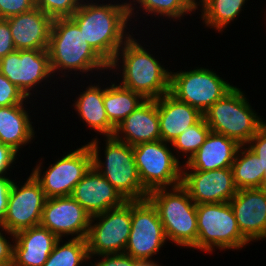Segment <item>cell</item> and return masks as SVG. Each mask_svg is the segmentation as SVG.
<instances>
[{
  "instance_id": "obj_1",
  "label": "cell",
  "mask_w": 266,
  "mask_h": 266,
  "mask_svg": "<svg viewBox=\"0 0 266 266\" xmlns=\"http://www.w3.org/2000/svg\"><path fill=\"white\" fill-rule=\"evenodd\" d=\"M119 1L83 0L70 17L79 26L87 43L108 64L135 33L129 18L127 1Z\"/></svg>"
},
{
  "instance_id": "obj_2",
  "label": "cell",
  "mask_w": 266,
  "mask_h": 266,
  "mask_svg": "<svg viewBox=\"0 0 266 266\" xmlns=\"http://www.w3.org/2000/svg\"><path fill=\"white\" fill-rule=\"evenodd\" d=\"M48 52L52 74L57 80L62 79L61 85L64 81L71 82L73 74V80L81 76L80 82L85 76L88 79L100 76L103 81V75L109 71V64L87 43L79 26L70 17L53 19Z\"/></svg>"
},
{
  "instance_id": "obj_3",
  "label": "cell",
  "mask_w": 266,
  "mask_h": 266,
  "mask_svg": "<svg viewBox=\"0 0 266 266\" xmlns=\"http://www.w3.org/2000/svg\"><path fill=\"white\" fill-rule=\"evenodd\" d=\"M135 35L118 50L109 64V73H114V78L117 77L116 81L121 86L140 94L145 100H156L169 93L170 66L166 67L168 65L162 64L158 55L154 56L152 51L155 49L142 41L141 34L135 31Z\"/></svg>"
},
{
  "instance_id": "obj_4",
  "label": "cell",
  "mask_w": 266,
  "mask_h": 266,
  "mask_svg": "<svg viewBox=\"0 0 266 266\" xmlns=\"http://www.w3.org/2000/svg\"><path fill=\"white\" fill-rule=\"evenodd\" d=\"M86 144L92 153V166L126 201L147 199L149 192L142 186L134 160L133 146L118 141L113 136L100 139L91 137ZM101 152H104V155Z\"/></svg>"
},
{
  "instance_id": "obj_5",
  "label": "cell",
  "mask_w": 266,
  "mask_h": 266,
  "mask_svg": "<svg viewBox=\"0 0 266 266\" xmlns=\"http://www.w3.org/2000/svg\"><path fill=\"white\" fill-rule=\"evenodd\" d=\"M147 199L157 209L168 242L191 249L197 242L198 221L196 204L182 185L157 188L148 193Z\"/></svg>"
},
{
  "instance_id": "obj_6",
  "label": "cell",
  "mask_w": 266,
  "mask_h": 266,
  "mask_svg": "<svg viewBox=\"0 0 266 266\" xmlns=\"http://www.w3.org/2000/svg\"><path fill=\"white\" fill-rule=\"evenodd\" d=\"M245 93L236 85L203 113L211 132L232 138L240 145H246L266 124Z\"/></svg>"
},
{
  "instance_id": "obj_7",
  "label": "cell",
  "mask_w": 266,
  "mask_h": 266,
  "mask_svg": "<svg viewBox=\"0 0 266 266\" xmlns=\"http://www.w3.org/2000/svg\"><path fill=\"white\" fill-rule=\"evenodd\" d=\"M198 236L191 248L206 254L244 249L249 242L243 237L229 202L197 204Z\"/></svg>"
},
{
  "instance_id": "obj_8",
  "label": "cell",
  "mask_w": 266,
  "mask_h": 266,
  "mask_svg": "<svg viewBox=\"0 0 266 266\" xmlns=\"http://www.w3.org/2000/svg\"><path fill=\"white\" fill-rule=\"evenodd\" d=\"M68 151H62L63 156L50 162L48 168L43 166L44 157L34 162L37 164L30 172L41 184L46 198L71 196L76 184L92 167V153L86 143Z\"/></svg>"
},
{
  "instance_id": "obj_9",
  "label": "cell",
  "mask_w": 266,
  "mask_h": 266,
  "mask_svg": "<svg viewBox=\"0 0 266 266\" xmlns=\"http://www.w3.org/2000/svg\"><path fill=\"white\" fill-rule=\"evenodd\" d=\"M170 73L169 93L176 99L197 108L202 114L235 86L217 74L216 69L190 67Z\"/></svg>"
},
{
  "instance_id": "obj_10",
  "label": "cell",
  "mask_w": 266,
  "mask_h": 266,
  "mask_svg": "<svg viewBox=\"0 0 266 266\" xmlns=\"http://www.w3.org/2000/svg\"><path fill=\"white\" fill-rule=\"evenodd\" d=\"M0 73L30 99L59 82L52 74L48 50H15L0 60Z\"/></svg>"
},
{
  "instance_id": "obj_11",
  "label": "cell",
  "mask_w": 266,
  "mask_h": 266,
  "mask_svg": "<svg viewBox=\"0 0 266 266\" xmlns=\"http://www.w3.org/2000/svg\"><path fill=\"white\" fill-rule=\"evenodd\" d=\"M134 160L142 186L148 191L182 184L183 163L171 143L163 140L133 146Z\"/></svg>"
},
{
  "instance_id": "obj_12",
  "label": "cell",
  "mask_w": 266,
  "mask_h": 266,
  "mask_svg": "<svg viewBox=\"0 0 266 266\" xmlns=\"http://www.w3.org/2000/svg\"><path fill=\"white\" fill-rule=\"evenodd\" d=\"M168 243L157 209L148 200L132 201L131 230L124 253L136 260L155 256ZM166 244V245H165Z\"/></svg>"
},
{
  "instance_id": "obj_13",
  "label": "cell",
  "mask_w": 266,
  "mask_h": 266,
  "mask_svg": "<svg viewBox=\"0 0 266 266\" xmlns=\"http://www.w3.org/2000/svg\"><path fill=\"white\" fill-rule=\"evenodd\" d=\"M132 201L91 217L86 237L88 255L124 253L131 230Z\"/></svg>"
},
{
  "instance_id": "obj_14",
  "label": "cell",
  "mask_w": 266,
  "mask_h": 266,
  "mask_svg": "<svg viewBox=\"0 0 266 266\" xmlns=\"http://www.w3.org/2000/svg\"><path fill=\"white\" fill-rule=\"evenodd\" d=\"M16 178L18 180V176L15 177L9 192L5 218L0 223V226L14 234L40 225L47 199L41 184L31 173L22 182H18Z\"/></svg>"
},
{
  "instance_id": "obj_15",
  "label": "cell",
  "mask_w": 266,
  "mask_h": 266,
  "mask_svg": "<svg viewBox=\"0 0 266 266\" xmlns=\"http://www.w3.org/2000/svg\"><path fill=\"white\" fill-rule=\"evenodd\" d=\"M91 215L72 197L47 198L40 225L59 239H86Z\"/></svg>"
},
{
  "instance_id": "obj_16",
  "label": "cell",
  "mask_w": 266,
  "mask_h": 266,
  "mask_svg": "<svg viewBox=\"0 0 266 266\" xmlns=\"http://www.w3.org/2000/svg\"><path fill=\"white\" fill-rule=\"evenodd\" d=\"M182 185L197 204L230 202L237 188L231 167L217 170H183Z\"/></svg>"
},
{
  "instance_id": "obj_17",
  "label": "cell",
  "mask_w": 266,
  "mask_h": 266,
  "mask_svg": "<svg viewBox=\"0 0 266 266\" xmlns=\"http://www.w3.org/2000/svg\"><path fill=\"white\" fill-rule=\"evenodd\" d=\"M231 208L243 237L250 243L266 239V188L237 190Z\"/></svg>"
},
{
  "instance_id": "obj_18",
  "label": "cell",
  "mask_w": 266,
  "mask_h": 266,
  "mask_svg": "<svg viewBox=\"0 0 266 266\" xmlns=\"http://www.w3.org/2000/svg\"><path fill=\"white\" fill-rule=\"evenodd\" d=\"M71 196L91 215L122 206L126 200L93 166L76 184Z\"/></svg>"
},
{
  "instance_id": "obj_19",
  "label": "cell",
  "mask_w": 266,
  "mask_h": 266,
  "mask_svg": "<svg viewBox=\"0 0 266 266\" xmlns=\"http://www.w3.org/2000/svg\"><path fill=\"white\" fill-rule=\"evenodd\" d=\"M16 50H48L53 19L38 7L7 18Z\"/></svg>"
},
{
  "instance_id": "obj_20",
  "label": "cell",
  "mask_w": 266,
  "mask_h": 266,
  "mask_svg": "<svg viewBox=\"0 0 266 266\" xmlns=\"http://www.w3.org/2000/svg\"><path fill=\"white\" fill-rule=\"evenodd\" d=\"M113 137L135 146L161 140L156 100H145L115 128Z\"/></svg>"
},
{
  "instance_id": "obj_21",
  "label": "cell",
  "mask_w": 266,
  "mask_h": 266,
  "mask_svg": "<svg viewBox=\"0 0 266 266\" xmlns=\"http://www.w3.org/2000/svg\"><path fill=\"white\" fill-rule=\"evenodd\" d=\"M98 79V77L92 80L89 79L90 83L88 86L79 84L82 92L80 91V94L77 93V96L72 100L74 102L71 108L74 107L73 109L78 115L79 121H82L83 124L85 123L84 126H87L88 129L90 128L91 131L93 130L96 133L93 134L96 135L95 138L99 135L101 137H112L115 127L109 122L103 104L104 82ZM93 80H95L94 84L92 83Z\"/></svg>"
},
{
  "instance_id": "obj_22",
  "label": "cell",
  "mask_w": 266,
  "mask_h": 266,
  "mask_svg": "<svg viewBox=\"0 0 266 266\" xmlns=\"http://www.w3.org/2000/svg\"><path fill=\"white\" fill-rule=\"evenodd\" d=\"M36 100L35 98L34 105L33 99L28 98L23 104L0 107V142L10 146L19 155L23 147L33 143L37 138L33 126L35 123L32 122L33 117L30 115L32 110L28 107L30 104L33 108L38 103Z\"/></svg>"
},
{
  "instance_id": "obj_23",
  "label": "cell",
  "mask_w": 266,
  "mask_h": 266,
  "mask_svg": "<svg viewBox=\"0 0 266 266\" xmlns=\"http://www.w3.org/2000/svg\"><path fill=\"white\" fill-rule=\"evenodd\" d=\"M15 235L12 266H43L59 238L37 225Z\"/></svg>"
},
{
  "instance_id": "obj_24",
  "label": "cell",
  "mask_w": 266,
  "mask_h": 266,
  "mask_svg": "<svg viewBox=\"0 0 266 266\" xmlns=\"http://www.w3.org/2000/svg\"><path fill=\"white\" fill-rule=\"evenodd\" d=\"M241 145L225 135L210 132L198 151L183 164V170H217L232 166Z\"/></svg>"
},
{
  "instance_id": "obj_25",
  "label": "cell",
  "mask_w": 266,
  "mask_h": 266,
  "mask_svg": "<svg viewBox=\"0 0 266 266\" xmlns=\"http://www.w3.org/2000/svg\"><path fill=\"white\" fill-rule=\"evenodd\" d=\"M161 140L172 143L184 130L196 124L203 114L195 107L166 93L157 99Z\"/></svg>"
},
{
  "instance_id": "obj_26",
  "label": "cell",
  "mask_w": 266,
  "mask_h": 266,
  "mask_svg": "<svg viewBox=\"0 0 266 266\" xmlns=\"http://www.w3.org/2000/svg\"><path fill=\"white\" fill-rule=\"evenodd\" d=\"M128 6L129 18L134 30L137 29L134 25L137 24V20L145 17H154L166 22H181L185 16L198 14L196 11V3L193 0H126ZM138 3V4H137ZM140 11V12H139ZM143 13L144 16L141 14ZM140 15V16H139ZM166 18V19H165ZM182 18V19H181ZM134 19V20H132ZM163 19V20H162ZM135 21V22H134ZM136 23V24H135ZM134 24V25H133Z\"/></svg>"
},
{
  "instance_id": "obj_27",
  "label": "cell",
  "mask_w": 266,
  "mask_h": 266,
  "mask_svg": "<svg viewBox=\"0 0 266 266\" xmlns=\"http://www.w3.org/2000/svg\"><path fill=\"white\" fill-rule=\"evenodd\" d=\"M107 74L108 77L105 76L106 78H103L104 80L106 79V81L109 80V82L104 81L103 104L109 122L116 128L117 125L129 116L141 103L145 101V99L140 94L117 83L116 79H113V74L111 75L109 72Z\"/></svg>"
},
{
  "instance_id": "obj_28",
  "label": "cell",
  "mask_w": 266,
  "mask_h": 266,
  "mask_svg": "<svg viewBox=\"0 0 266 266\" xmlns=\"http://www.w3.org/2000/svg\"><path fill=\"white\" fill-rule=\"evenodd\" d=\"M247 2L248 0H199L196 10L201 12L199 19L201 18V23L205 27L222 34L234 20L236 22L246 8Z\"/></svg>"
},
{
  "instance_id": "obj_29",
  "label": "cell",
  "mask_w": 266,
  "mask_h": 266,
  "mask_svg": "<svg viewBox=\"0 0 266 266\" xmlns=\"http://www.w3.org/2000/svg\"><path fill=\"white\" fill-rule=\"evenodd\" d=\"M237 190L264 188L265 170L260 158L246 145H241L231 166Z\"/></svg>"
},
{
  "instance_id": "obj_30",
  "label": "cell",
  "mask_w": 266,
  "mask_h": 266,
  "mask_svg": "<svg viewBox=\"0 0 266 266\" xmlns=\"http://www.w3.org/2000/svg\"><path fill=\"white\" fill-rule=\"evenodd\" d=\"M89 261L86 239H59L43 266H85Z\"/></svg>"
},
{
  "instance_id": "obj_31",
  "label": "cell",
  "mask_w": 266,
  "mask_h": 266,
  "mask_svg": "<svg viewBox=\"0 0 266 266\" xmlns=\"http://www.w3.org/2000/svg\"><path fill=\"white\" fill-rule=\"evenodd\" d=\"M211 129L204 117L196 124L184 130L173 142L171 147L176 157L184 164L193 156L207 139ZM185 160H183L182 159Z\"/></svg>"
},
{
  "instance_id": "obj_32",
  "label": "cell",
  "mask_w": 266,
  "mask_h": 266,
  "mask_svg": "<svg viewBox=\"0 0 266 266\" xmlns=\"http://www.w3.org/2000/svg\"><path fill=\"white\" fill-rule=\"evenodd\" d=\"M83 0H35L36 7L52 19L71 17Z\"/></svg>"
},
{
  "instance_id": "obj_33",
  "label": "cell",
  "mask_w": 266,
  "mask_h": 266,
  "mask_svg": "<svg viewBox=\"0 0 266 266\" xmlns=\"http://www.w3.org/2000/svg\"><path fill=\"white\" fill-rule=\"evenodd\" d=\"M28 98L0 73V107L23 104Z\"/></svg>"
},
{
  "instance_id": "obj_34",
  "label": "cell",
  "mask_w": 266,
  "mask_h": 266,
  "mask_svg": "<svg viewBox=\"0 0 266 266\" xmlns=\"http://www.w3.org/2000/svg\"><path fill=\"white\" fill-rule=\"evenodd\" d=\"M89 258L91 266H136V259L126 253L101 254Z\"/></svg>"
},
{
  "instance_id": "obj_35",
  "label": "cell",
  "mask_w": 266,
  "mask_h": 266,
  "mask_svg": "<svg viewBox=\"0 0 266 266\" xmlns=\"http://www.w3.org/2000/svg\"><path fill=\"white\" fill-rule=\"evenodd\" d=\"M36 7L35 0H0V19L30 11Z\"/></svg>"
},
{
  "instance_id": "obj_36",
  "label": "cell",
  "mask_w": 266,
  "mask_h": 266,
  "mask_svg": "<svg viewBox=\"0 0 266 266\" xmlns=\"http://www.w3.org/2000/svg\"><path fill=\"white\" fill-rule=\"evenodd\" d=\"M14 242V233H11L8 230L4 229L2 226H0V266H12Z\"/></svg>"
},
{
  "instance_id": "obj_37",
  "label": "cell",
  "mask_w": 266,
  "mask_h": 266,
  "mask_svg": "<svg viewBox=\"0 0 266 266\" xmlns=\"http://www.w3.org/2000/svg\"><path fill=\"white\" fill-rule=\"evenodd\" d=\"M17 156L21 157V155L14 151L10 146H7L0 142V176L12 175V170L14 168H17L16 166H14L18 163L19 157Z\"/></svg>"
},
{
  "instance_id": "obj_38",
  "label": "cell",
  "mask_w": 266,
  "mask_h": 266,
  "mask_svg": "<svg viewBox=\"0 0 266 266\" xmlns=\"http://www.w3.org/2000/svg\"><path fill=\"white\" fill-rule=\"evenodd\" d=\"M246 146L260 158L262 170H265L266 173V124L250 139Z\"/></svg>"
},
{
  "instance_id": "obj_39",
  "label": "cell",
  "mask_w": 266,
  "mask_h": 266,
  "mask_svg": "<svg viewBox=\"0 0 266 266\" xmlns=\"http://www.w3.org/2000/svg\"><path fill=\"white\" fill-rule=\"evenodd\" d=\"M15 50L8 20L0 19V60Z\"/></svg>"
},
{
  "instance_id": "obj_40",
  "label": "cell",
  "mask_w": 266,
  "mask_h": 266,
  "mask_svg": "<svg viewBox=\"0 0 266 266\" xmlns=\"http://www.w3.org/2000/svg\"><path fill=\"white\" fill-rule=\"evenodd\" d=\"M11 177L12 176H0V223L5 218L9 192L14 182V178Z\"/></svg>"
},
{
  "instance_id": "obj_41",
  "label": "cell",
  "mask_w": 266,
  "mask_h": 266,
  "mask_svg": "<svg viewBox=\"0 0 266 266\" xmlns=\"http://www.w3.org/2000/svg\"><path fill=\"white\" fill-rule=\"evenodd\" d=\"M160 261H152V260H136V266H163L159 264Z\"/></svg>"
},
{
  "instance_id": "obj_42",
  "label": "cell",
  "mask_w": 266,
  "mask_h": 266,
  "mask_svg": "<svg viewBox=\"0 0 266 266\" xmlns=\"http://www.w3.org/2000/svg\"><path fill=\"white\" fill-rule=\"evenodd\" d=\"M264 188H266V173H265V179H264Z\"/></svg>"
}]
</instances>
